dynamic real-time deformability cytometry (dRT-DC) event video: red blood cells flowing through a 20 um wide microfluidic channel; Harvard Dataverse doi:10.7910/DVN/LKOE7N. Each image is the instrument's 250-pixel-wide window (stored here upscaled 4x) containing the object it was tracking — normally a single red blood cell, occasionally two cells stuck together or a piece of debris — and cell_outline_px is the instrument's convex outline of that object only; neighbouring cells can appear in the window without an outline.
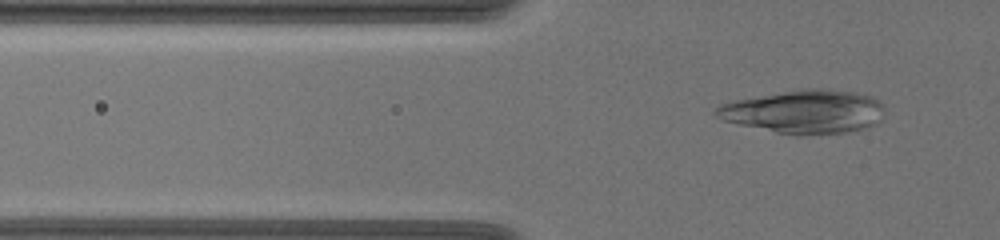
{"species": "common noctule bat (a hibernating species)", "species_latin": "Nyctalus noctula", "temperature_condition": "warm", "stored_images_in_passage": 60, "camera_frame_rate_fps": 3000, "um_per_image_px": 0.085, "animal": {"sex": "female", "body_mass_g": 19.5, "forearm_length_mm": 54.1}, "frame": {"image": 1, "passage_image": 21, "time_ms": 6.667, "image_size_px": [1000, 240], "cell_outline_px": [[884, 108], [880, 120], [876, 124], [868, 128], [844, 132], [800, 136], [776, 132], [720, 120], [712, 112], [720, 104], [732, 100], [804, 88], [832, 88], [872, 96], [880, 100], [884, 104]], "centroid_in_image_um": [68.38, 9.48], "position_along_channel_um": 57.4, "area_um2": 43.18}}
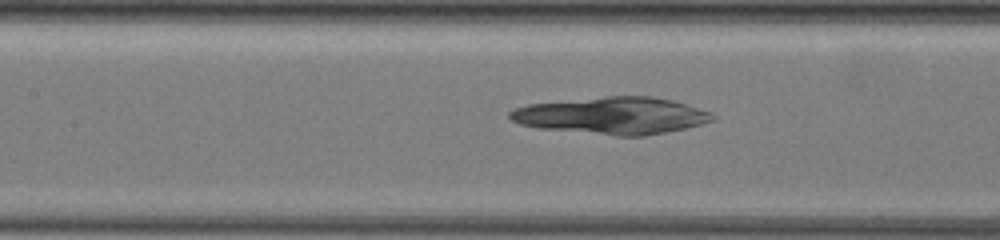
{"frame": {"image": 2, "passage_image": 31, "time_ms": 10.0, "image_size_px": [1000, 240], "cell_outline_px": [[716, 120], [684, 128], [644, 136], [616, 136], [536, 128], [520, 124], [512, 120], [508, 116], [508, 112], [516, 108], [528, 104], [608, 96], [652, 96], [672, 100], [712, 112], [716, 116]], "centroid_in_image_um": [52.03, 9.83], "position_along_channel_um": 155.4, "area_um2": 43.7}}
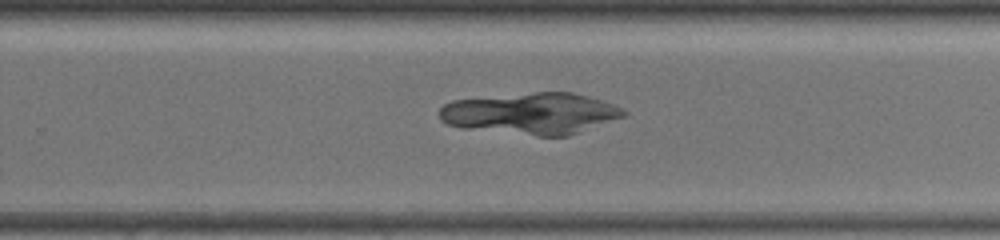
{"frame": {"image": 3, "passage_image": 42, "time_ms": 13.667, "image_size_px": [1000, 240], "cell_outline_px": [[628, 112], [624, 116], [568, 136], [536, 136], [460, 128], [448, 124], [440, 120], [440, 108], [444, 104], [452, 100], [536, 92], [572, 92], [588, 96], [612, 104]], "centroid_in_image_um": [45.11, 9.65], "position_along_channel_um": 284.7, "area_um2": 44.33}}